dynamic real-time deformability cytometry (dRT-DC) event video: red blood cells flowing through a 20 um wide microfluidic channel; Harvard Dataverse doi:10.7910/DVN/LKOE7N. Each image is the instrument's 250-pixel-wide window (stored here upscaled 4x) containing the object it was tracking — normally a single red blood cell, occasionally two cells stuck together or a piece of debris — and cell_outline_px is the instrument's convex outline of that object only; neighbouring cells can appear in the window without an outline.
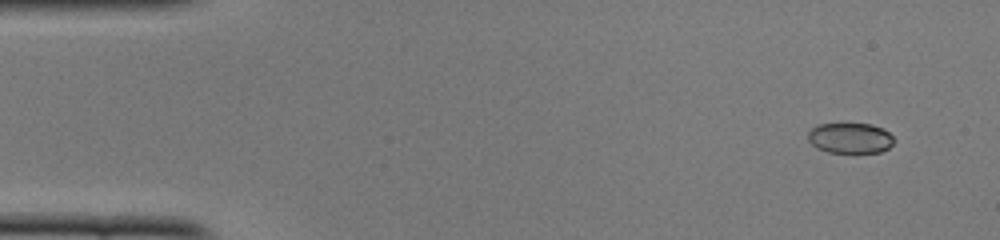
{"species": "common noctule bat (a hibernating species)", "species_latin": "Nyctalus noctula", "temperature_condition": "cold", "stored_images_in_passage": 48, "camera_frame_rate_fps": 3000, "um_per_image_px": 0.085, "animal": {"sex": "female", "body_mass_g": 22.0, "forearm_length_mm": 56.7}, "frame": {"image": 1, "passage_image": 1, "time_ms": 0.0, "image_size_px": [1000, 240], "cell_outline_px": [[896, 140], [888, 148], [880, 152], [828, 152], [816, 148], [808, 140], [808, 132], [812, 128], [820, 124], [872, 124], [884, 128]], "centroid_in_image_um": [72.28, 11.73], "position_along_channel_um": 12.7, "area_um2": 15.26}}
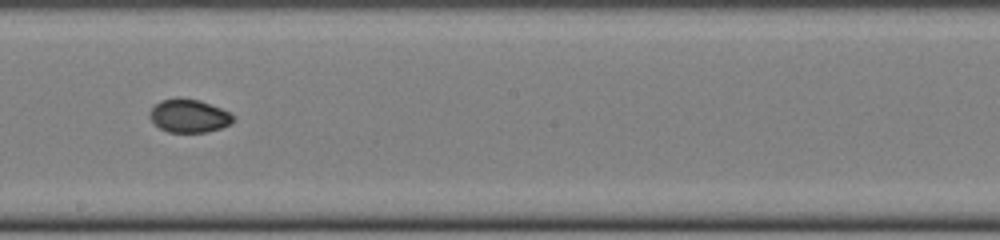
{"frame": {"image": 2, "passage_image": 26, "time_ms": 8.333, "image_size_px": [1000, 240], "cell_outline_px": [[232, 120], [228, 124], [220, 128], [208, 132], [168, 132], [160, 128], [148, 116], [148, 112], [160, 100], [176, 96], [200, 100], [220, 108], [228, 112], [232, 116]], "centroid_in_image_um": [16.0, 9.82], "position_along_channel_um": 232.2, "area_um2": 16.13}}
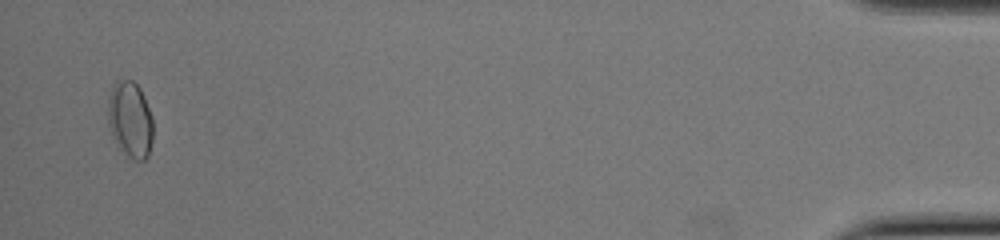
{"frame": {"image": 3, "passage_image": 47, "time_ms": 15.333, "image_size_px": [1000, 240], "cell_outline_px": [[152, 140], [148, 156], [144, 160], [136, 160], [124, 152], [116, 144], [108, 128], [108, 100], [112, 84], [120, 76], [132, 80], [140, 88], [152, 116]], "centroid_in_image_um": [11.04, 10.1], "position_along_channel_um": 424.2, "area_um2": 20.29}, "authors_computed_cell_mechanics": {"area_um2": 16.473, "velocity_mm_per_s": 3.9464, "shape_relaxation_time_tau1_ms": null, "shape_relaxation_time_tau2_ms": 1.5653, "deformation_change_tau1": null, "deformation_change_tau2": 0.0302}}